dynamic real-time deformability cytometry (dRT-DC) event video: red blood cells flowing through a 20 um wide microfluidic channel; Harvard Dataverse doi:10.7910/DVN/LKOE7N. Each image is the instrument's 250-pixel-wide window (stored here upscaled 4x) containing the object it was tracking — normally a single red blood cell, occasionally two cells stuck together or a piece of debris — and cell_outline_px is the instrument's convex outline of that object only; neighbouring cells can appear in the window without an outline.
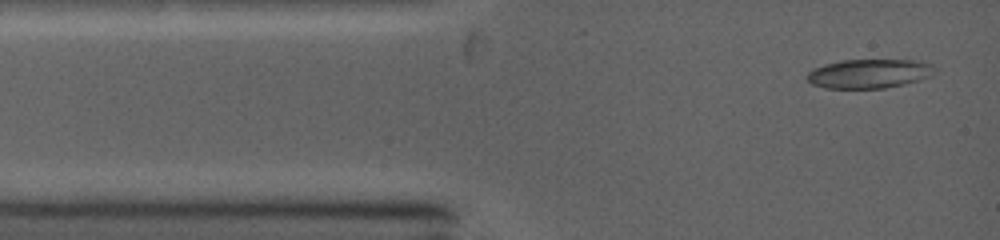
{"species": "common noctule bat (a hibernating species)", "species_latin": "Nyctalus noctula", "temperature_condition": "warm", "stored_images_in_passage": 75, "camera_frame_rate_fps": 5000, "um_per_image_px": 0.085, "animal": {"sex": "female", "body_mass_g": 19.0, "forearm_length_mm": 53.3}, "frame": {"image": 1, "passage_image": 1, "time_ms": 0.0, "image_size_px": [1000, 240], "cell_outline_px": [[936, 72], [928, 76], [904, 84], [884, 88], [824, 88], [812, 84], [804, 76], [808, 72], [824, 64], [840, 60], [912, 60], [932, 64], [936, 68]], "centroid_in_image_um": [73.84, 6.25], "position_along_channel_um": 11.2, "area_um2": 21.56}}
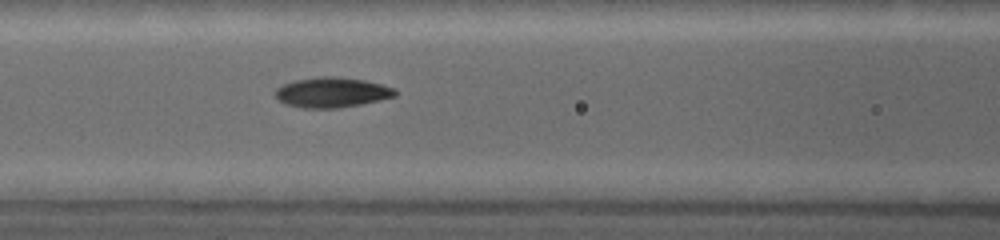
{"frame": {"image": 2, "passage_image": 22, "time_ms": 4.0, "image_size_px": [1000, 240], "cell_outline_px": [[396, 96], [380, 100], [340, 108], [304, 108], [288, 104], [280, 100], [276, 96], [276, 88], [284, 84], [296, 80], [316, 76], [336, 76], [364, 80], [396, 88]], "centroid_in_image_um": [28.24, 7.84], "position_along_channel_um": 138.4, "area_um2": 20.92}}
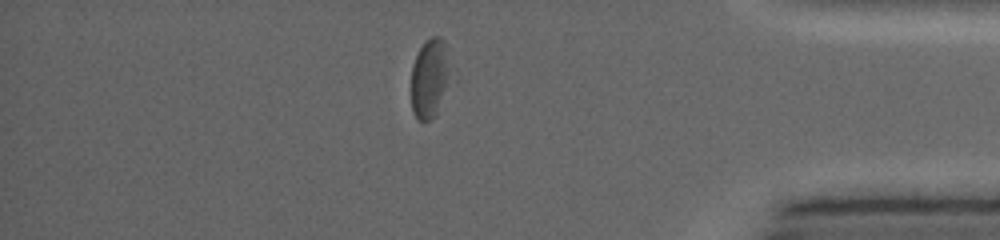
{"frame": {"image": 3, "passage_image": 61, "time_ms": 10.8, "image_size_px": [1000, 240], "cell_outline_px": [[444, 84], [436, 116], [428, 120], [416, 120], [412, 112], [412, 64], [424, 40], [432, 36], [440, 36], [444, 40]], "centroid_in_image_um": [36.39, 6.67], "position_along_channel_um": 398.8, "area_um2": 16.47}, "authors_computed_cell_mechanics": {"area_um2": 20.5768, "velocity_mm_per_s": 4.2485, "shape_relaxation_time_tau1_ms": 2.4565, "shape_relaxation_time_tau2_ms": 4.7545, "deformation_change_tau1": 0.1263, "deformation_change_tau2": 0.1323}}